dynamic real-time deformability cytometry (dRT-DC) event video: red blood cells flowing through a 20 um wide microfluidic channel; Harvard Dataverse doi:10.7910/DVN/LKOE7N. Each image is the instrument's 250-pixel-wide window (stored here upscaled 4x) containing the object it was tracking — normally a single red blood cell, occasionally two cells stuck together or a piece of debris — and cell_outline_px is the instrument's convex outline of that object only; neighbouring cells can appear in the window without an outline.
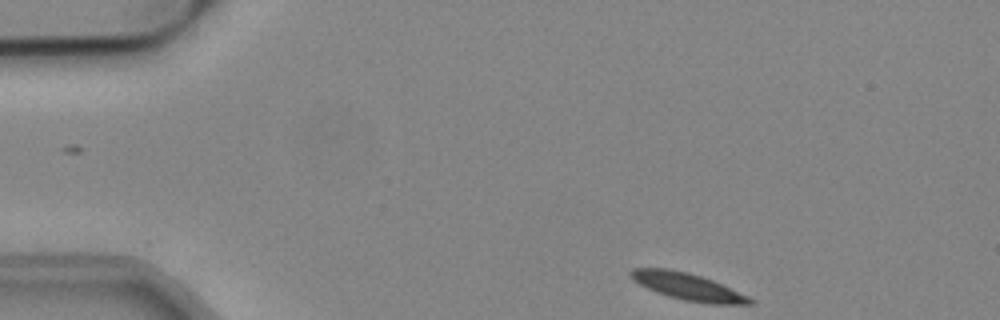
{"species": "common noctule bat (a hibernating species)", "species_latin": "Nyctalus noctula", "temperature_condition": "cold", "stored_images_in_passage": 22, "camera_frame_rate_fps": 3000, "um_per_image_px": 0.085, "animal": {"sex": "male", "body_mass_g": 19.2, "forearm_length_mm": 51.8}, "frame": {"image": 1, "passage_image": 1, "time_ms": 0.0, "image_size_px": [1000, 320], "cell_outline_px": [[756, 304], [708, 304], [684, 300], [668, 296], [656, 292], [632, 280], [628, 276], [628, 272], [632, 268], [668, 268], [688, 272], [712, 280], [748, 296], [756, 300]], "centroid_in_image_um": [58.45, 24.36], "position_along_channel_um": 26.6, "area_um2": 18.84}}
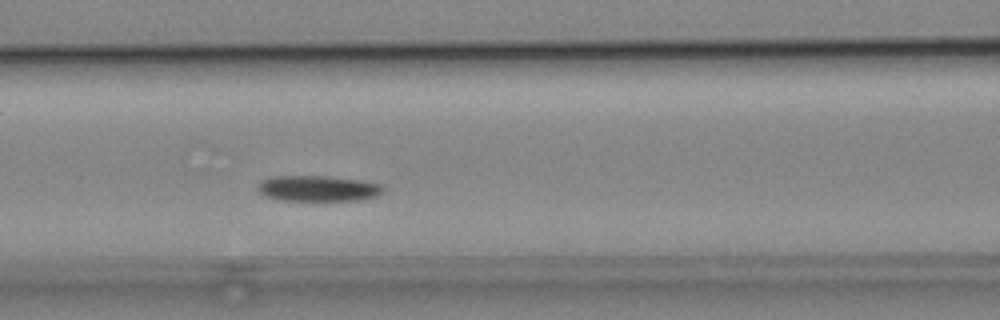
{"frame": {"image": 2, "passage_image": 16, "time_ms": 5.0, "image_size_px": [1000, 320], "cell_outline_px": [[384, 188], [376, 196], [360, 200], [280, 200], [264, 196], [256, 188], [264, 180], [276, 176], [324, 176], [360, 180], [380, 184]], "centroid_in_image_um": [27.02, 16.02], "position_along_channel_um": 139.6, "area_um2": 18.5}}
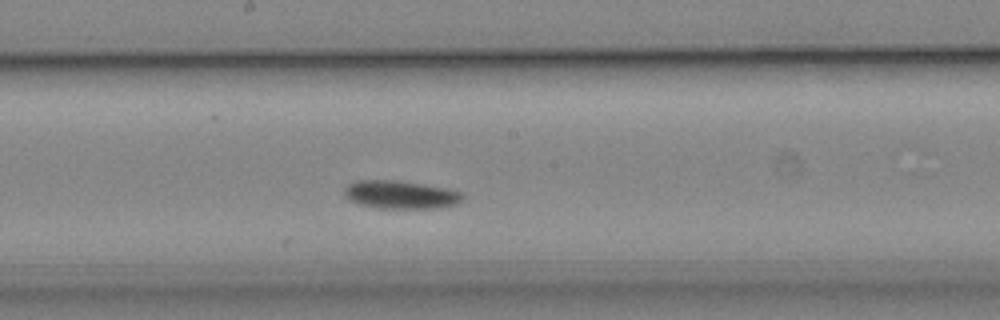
{"frame": {"image": 3, "passage_image": 22, "time_ms": 7.0, "image_size_px": [1000, 320], "cell_outline_px": [[464, 196], [456, 204], [440, 208], [380, 208], [360, 204], [352, 200], [344, 192], [344, 188], [348, 184], [356, 180], [396, 180], [448, 188], [460, 192]], "centroid_in_image_um": [34.07, 16.54], "position_along_channel_um": 214.1, "area_um2": 19.19}}